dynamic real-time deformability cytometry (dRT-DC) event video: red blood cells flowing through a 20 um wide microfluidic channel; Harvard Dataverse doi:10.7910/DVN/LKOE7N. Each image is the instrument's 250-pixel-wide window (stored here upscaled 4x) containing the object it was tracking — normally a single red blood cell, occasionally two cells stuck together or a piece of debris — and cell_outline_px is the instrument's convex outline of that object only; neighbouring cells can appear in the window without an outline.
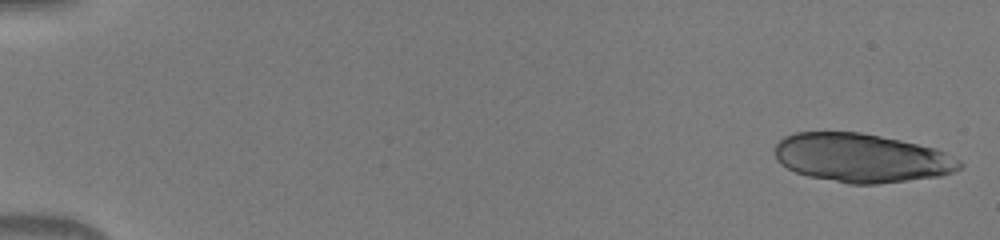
{"species": "human", "species_latin": "Homo sapiens", "temperature_condition": "warm", "stored_images_in_passage": 18, "camera_frame_rate_fps": 3000, "um_per_image_px": 0.085, "donor": {"sex": "male"}, "frame": {"image": 1, "passage_image": 1, "time_ms": 0.0, "image_size_px": [1000, 240], "cell_outline_px": [[964, 164], [960, 168], [952, 172], [940, 176], [876, 184], [848, 184], [808, 176], [796, 172], [780, 164], [776, 160], [776, 144], [784, 136], [796, 132], [860, 132], [900, 140], [936, 148], [960, 160]], "centroid_in_image_um": [73.23, 13.42], "position_along_channel_um": 11.8, "area_um2": 52.48}}
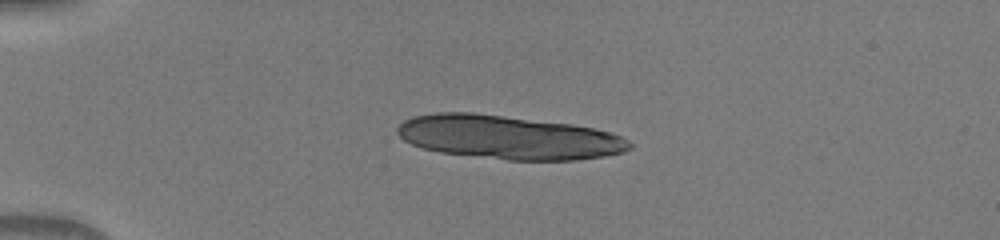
{"frame": {"image": 2, "passage_image": 12, "time_ms": 3.667, "image_size_px": [1000, 240], "cell_outline_px": [[632, 148], [624, 152], [604, 156], [576, 160], [508, 160], [440, 152], [424, 148], [412, 144], [404, 140], [396, 132], [396, 128], [404, 120], [412, 116], [436, 112], [472, 112], [572, 124], [592, 128], [608, 132], [620, 136], [628, 140], [632, 144]], "centroid_in_image_um": [43.2, 11.67], "position_along_channel_um": 41.8, "area_um2": 59.13}}